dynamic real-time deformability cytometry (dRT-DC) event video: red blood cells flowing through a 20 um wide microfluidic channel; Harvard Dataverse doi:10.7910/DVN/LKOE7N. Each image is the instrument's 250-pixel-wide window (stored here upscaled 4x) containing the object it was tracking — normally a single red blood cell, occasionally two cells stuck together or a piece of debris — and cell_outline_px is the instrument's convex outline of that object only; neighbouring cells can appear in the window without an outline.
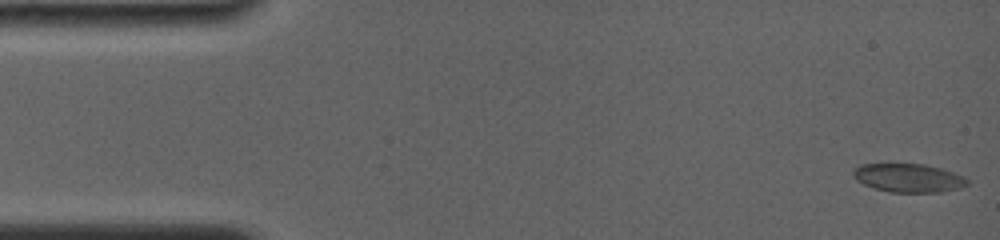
{"species": "common noctule bat (a hibernating species)", "species_latin": "Nyctalus noctula", "temperature_condition": "room temperature", "stored_images_in_passage": 39, "camera_frame_rate_fps": 4000, "um_per_image_px": 0.085, "animal": {"sex": "female", "body_mass_g": 19.0, "forearm_length_mm": 56.7}, "frame": {"image": 1, "passage_image": 1, "time_ms": 0.0, "image_size_px": [1000, 240], "cell_outline_px": [[968, 184], [960, 188], [940, 192], [888, 192], [864, 184], [856, 180], [852, 176], [852, 172], [860, 164], [924, 164], [940, 168], [964, 176], [968, 180]], "centroid_in_image_um": [77.22, 15.12], "position_along_channel_um": 7.8, "area_um2": 18.9}}
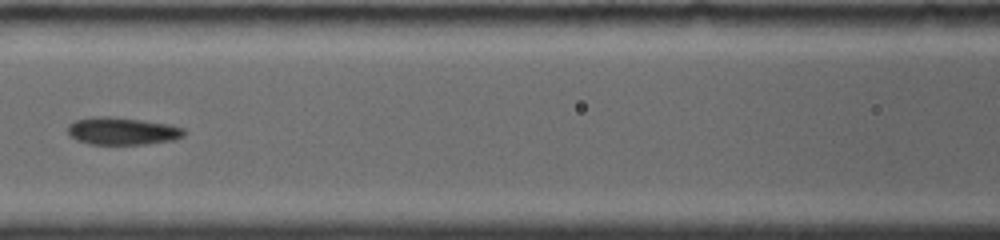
{"frame": {"image": 2, "passage_image": 17, "time_ms": 7.0, "image_size_px": [1000, 240], "cell_outline_px": [[184, 136], [172, 140], [144, 144], [88, 144], [76, 140], [68, 136], [68, 124], [76, 120], [92, 116], [108, 116], [140, 120], [168, 124], [184, 128]], "centroid_in_image_um": [10.34, 11.14], "position_along_channel_um": 156.3, "area_um2": 18.61}}
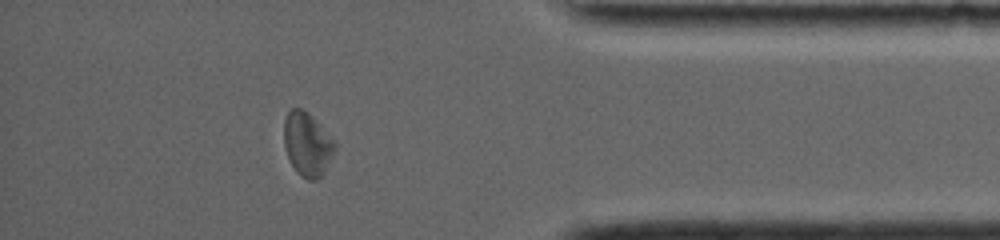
{"frame": {"image": 3, "passage_image": 34, "time_ms": 14.0, "image_size_px": [1000, 240], "cell_outline_px": [[336, 148], [324, 172], [316, 180], [308, 180], [300, 176], [296, 172], [284, 148], [284, 120], [288, 112], [292, 108], [300, 108], [308, 112], [336, 144]], "centroid_in_image_um": [26.09, 12.27], "position_along_channel_um": 409.1, "area_um2": 18.61}, "authors_computed_cell_mechanics": {"area_um2": 18.6116, "velocity_mm_per_s": 3.8367, "shape_relaxation_time_tau1_ms": null, "shape_relaxation_time_tau2_ms": 1.8573, "deformation_change_tau1": null, "deformation_change_tau2": 0.0692}}